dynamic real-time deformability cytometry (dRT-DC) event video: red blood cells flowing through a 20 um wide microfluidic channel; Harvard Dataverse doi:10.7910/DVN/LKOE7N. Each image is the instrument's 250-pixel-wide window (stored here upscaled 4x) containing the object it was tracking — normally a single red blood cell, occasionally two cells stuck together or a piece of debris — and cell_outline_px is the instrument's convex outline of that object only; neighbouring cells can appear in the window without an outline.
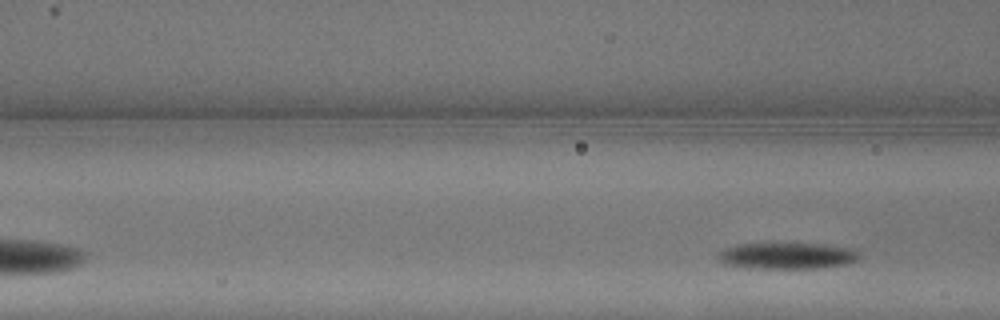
{"species": "common noctule bat (a hibernating species)", "species_latin": "Nyctalus noctula", "temperature_condition": "warm", "stored_images_in_passage": 6, "segment_of_instrument_passage": [2, 2], "camera_frame_rate_fps": 3000, "um_per_image_px": 0.085, "animal": {"sex": "male", "body_mass_g": 13.3}, "frame": {"image": 1, "passage_image": 6, "time_ms": 1.667, "image_size_px": [1000, 320], "cell_outline_px": [[860, 256], [856, 260], [844, 264], [816, 268], [756, 268], [724, 264], [720, 260], [720, 252], [724, 248], [736, 244], [824, 244], [856, 248], [860, 252]], "centroid_in_image_um": [66.96, 21.73], "position_along_channel_um": 99.6, "area_um2": 21.44}}